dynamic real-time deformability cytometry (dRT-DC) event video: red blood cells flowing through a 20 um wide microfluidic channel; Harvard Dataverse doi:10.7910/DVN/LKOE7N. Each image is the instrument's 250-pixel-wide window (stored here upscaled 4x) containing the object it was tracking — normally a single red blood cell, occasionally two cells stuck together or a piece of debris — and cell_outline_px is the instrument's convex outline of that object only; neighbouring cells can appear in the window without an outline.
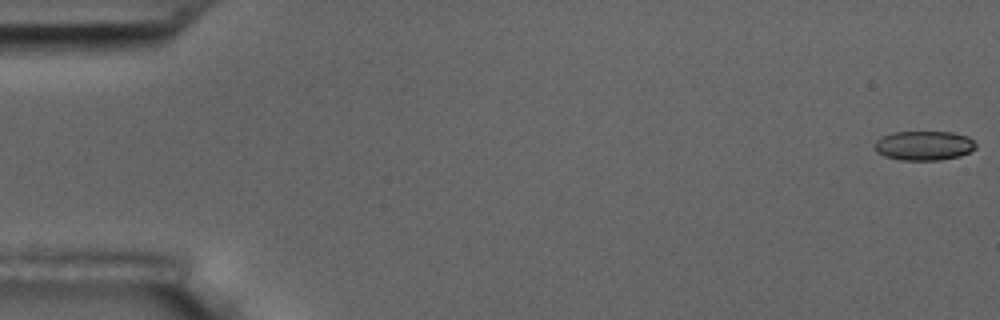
{"species": "common noctule bat (a hibernating species)", "species_latin": "Nyctalus noctula", "temperature_condition": "room temperature", "stored_images_in_passage": 9, "camera_frame_rate_fps": 3000, "um_per_image_px": 0.085, "animal": {"sex": "male", "body_mass_g": 17.5, "forearm_length_mm": 52.3}, "frame": {"image": 1, "passage_image": 1, "time_ms": 0.0, "image_size_px": [1000, 320], "cell_outline_px": [[976, 148], [960, 156], [940, 160], [900, 160], [884, 156], [876, 152], [872, 144], [880, 136], [892, 132], [952, 132], [968, 136], [976, 144]], "centroid_in_image_um": [78.48, 12.37], "position_along_channel_um": 6.5, "area_um2": 17.57}}
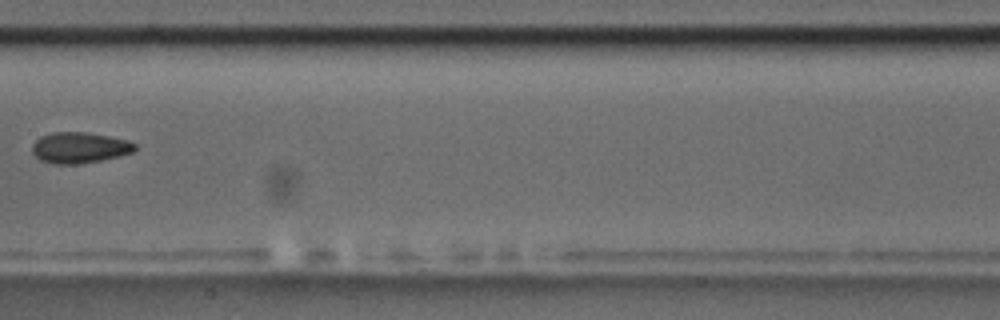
{"frame": {"image": 2, "passage_image": 9, "time_ms": 9.333, "image_size_px": [1000, 320], "cell_outline_px": [[136, 148], [132, 152], [120, 156], [80, 164], [52, 164], [40, 160], [32, 152], [32, 144], [40, 136], [52, 132], [84, 132], [108, 136], [128, 140], [136, 144]], "centroid_in_image_um": [6.74, 12.55], "position_along_channel_um": 200.7, "area_um2": 18.55}}